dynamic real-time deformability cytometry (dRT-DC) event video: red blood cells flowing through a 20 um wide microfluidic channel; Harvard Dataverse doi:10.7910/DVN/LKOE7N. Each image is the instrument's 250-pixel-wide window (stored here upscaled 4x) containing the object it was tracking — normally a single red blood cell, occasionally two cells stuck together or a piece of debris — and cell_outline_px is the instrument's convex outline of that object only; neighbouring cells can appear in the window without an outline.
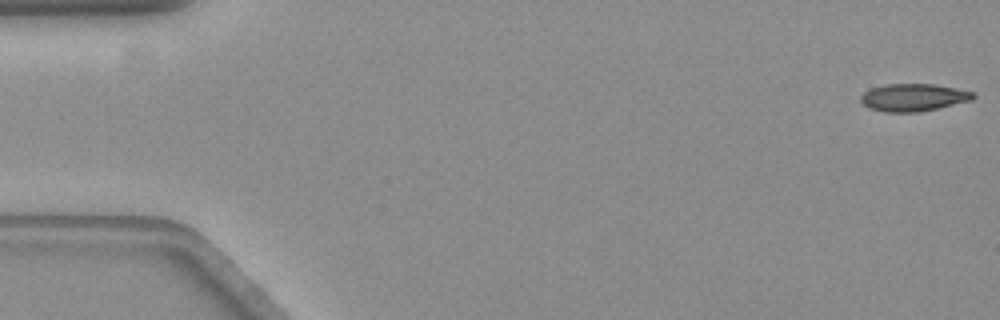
{"species": "common noctule bat (a hibernating species)", "species_latin": "Nyctalus noctula", "temperature_condition": "warm", "stored_images_in_passage": 58, "camera_frame_rate_fps": 3000, "um_per_image_px": 0.085, "animal": {"sex": "female", "body_mass_g": 19.3, "forearm_length_mm": 54.1}, "frame": {"image": 1, "passage_image": 1, "time_ms": 0.0, "image_size_px": [1000, 320], "cell_outline_px": [[976, 96], [972, 100], [920, 112], [884, 112], [868, 108], [860, 100], [860, 96], [864, 92], [872, 88], [884, 84], [932, 84], [956, 88], [976, 92]], "centroid_in_image_um": [77.65, 8.28], "position_along_channel_um": 7.4, "area_um2": 18.09}}
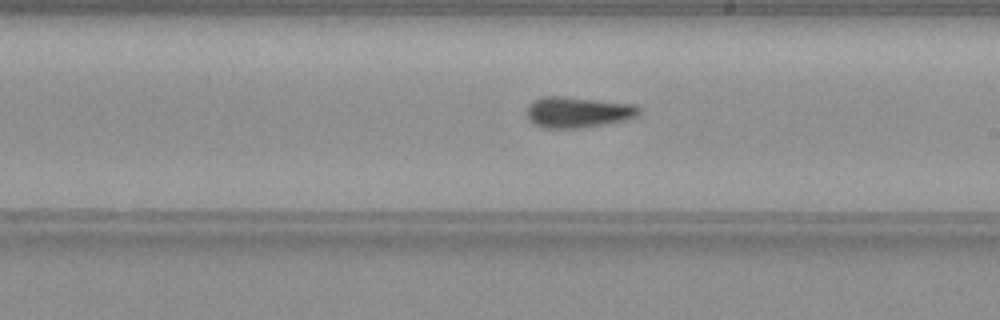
{"frame": {"image": 2, "passage_image": 33, "time_ms": 10.667, "image_size_px": [1000, 320], "cell_outline_px": [[640, 112], [636, 116], [624, 120], [584, 128], [544, 128], [532, 124], [528, 120], [528, 108], [536, 100], [544, 96], [564, 96], [636, 104], [640, 108]], "centroid_in_image_um": [49.14, 9.54], "position_along_channel_um": 239.9, "area_um2": 20.17}}
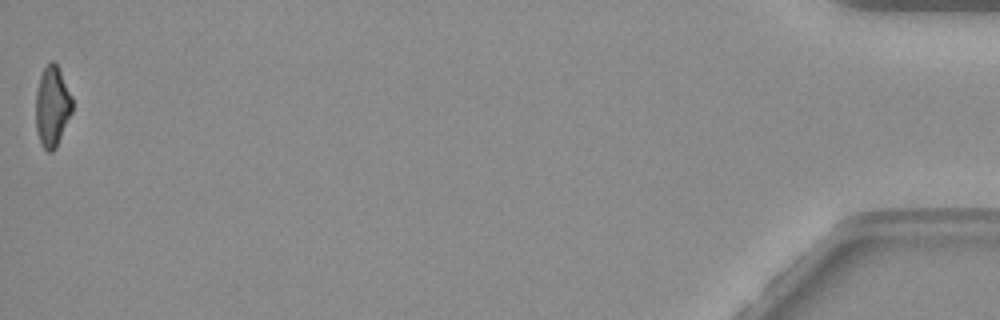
{"frame": {"image": 3, "passage_image": 58, "time_ms": 19.0, "image_size_px": [1000, 320], "cell_outline_px": [[72, 112], [56, 148], [52, 152], [48, 152], [40, 144], [36, 132], [36, 92], [40, 76], [44, 68], [52, 60], [60, 68], [72, 96]], "centroid_in_image_um": [4.44, 9.06], "position_along_channel_um": 430.8, "area_um2": 17.28}, "authors_computed_cell_mechanics": {"area_um2": 19.3341, "velocity_mm_per_s": 3.548, "shape_relaxation_time_tau1_ms": 6.6521, "shape_relaxation_time_tau2_ms": 2.1735, "deformation_change_tau1": 0.1933, "deformation_change_tau2": 0.102}}